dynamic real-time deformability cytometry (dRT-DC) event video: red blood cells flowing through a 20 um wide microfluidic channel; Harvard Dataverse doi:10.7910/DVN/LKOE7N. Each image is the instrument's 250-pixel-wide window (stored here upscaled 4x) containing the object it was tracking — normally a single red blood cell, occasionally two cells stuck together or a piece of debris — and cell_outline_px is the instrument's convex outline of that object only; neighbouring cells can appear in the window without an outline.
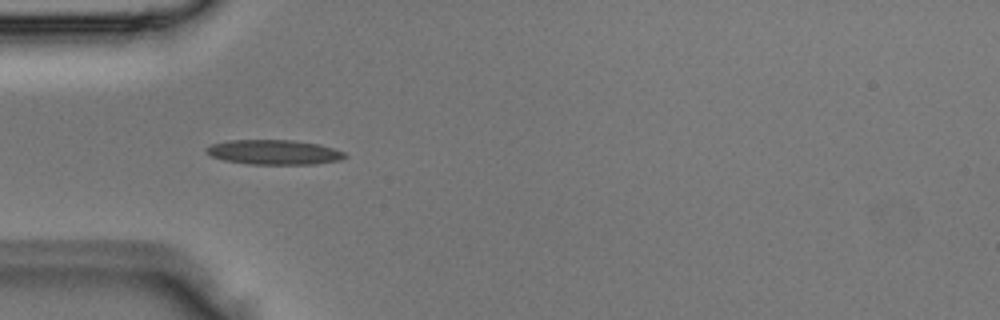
{"species": "Egyptian fruit bat (a non-hibernating species)", "species_latin": "Rousettus aegyptiacus", "temperature_condition": "room temperature", "stored_images_in_passage": 4, "camera_frame_rate_fps": 3000, "um_per_image_px": 0.085, "animal": {"sex": "male"}, "frame": {"image": 1, "passage_image": 4, "time_ms": 1.0, "image_size_px": [1000, 320], "cell_outline_px": [[348, 156], [340, 160], [312, 164], [248, 164], [224, 160], [212, 156], [204, 152], [204, 148], [212, 144], [224, 140], [296, 140], [320, 144], [344, 152]], "centroid_in_image_um": [23.26, 12.93], "position_along_channel_um": 61.7, "area_um2": 20.11}}